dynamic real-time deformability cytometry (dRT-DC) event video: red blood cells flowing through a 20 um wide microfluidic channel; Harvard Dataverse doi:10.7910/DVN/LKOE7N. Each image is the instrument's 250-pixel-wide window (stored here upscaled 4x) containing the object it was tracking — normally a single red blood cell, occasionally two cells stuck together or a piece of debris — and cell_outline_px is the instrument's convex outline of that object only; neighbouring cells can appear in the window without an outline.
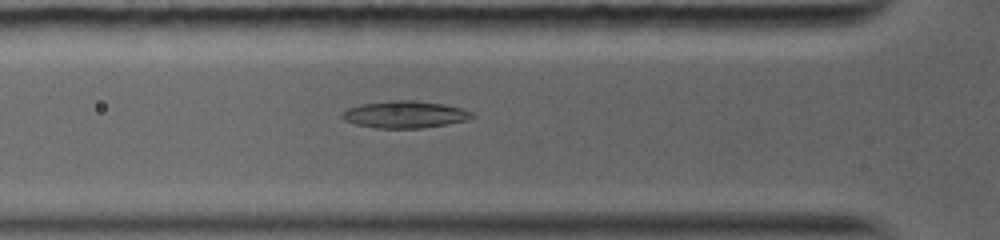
{"species": "common noctule bat (a hibernating species)", "species_latin": "Nyctalus noctula", "temperature_condition": "warm", "stored_images_in_passage": 40, "camera_frame_rate_fps": 5000, "um_per_image_px": 0.085, "animal": {"sex": "female", "body_mass_g": 19.0, "forearm_length_mm": 56.7}, "frame": {"image": 1, "passage_image": 10, "time_ms": 3.8, "image_size_px": [1000, 240], "cell_outline_px": [[476, 116], [468, 120], [448, 124], [420, 128], [376, 128], [356, 124], [344, 120], [340, 116], [348, 108], [360, 104], [388, 100], [416, 100], [444, 104], [460, 108], [472, 112]], "centroid_in_image_um": [34.43, 9.72], "position_along_channel_um": 91.4, "area_um2": 20.58}}
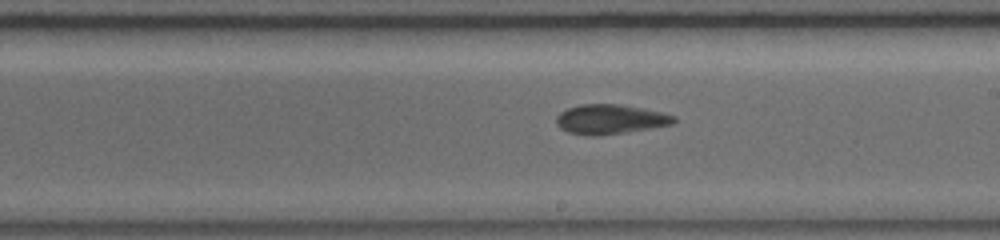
{"frame": {"image": 2, "passage_image": 19, "time_ms": 7.4, "image_size_px": [1000, 240], "cell_outline_px": [[676, 120], [672, 124], [652, 128], [596, 136], [588, 136], [568, 132], [560, 128], [556, 124], [556, 116], [560, 112], [568, 108], [580, 104], [620, 104], [660, 112], [676, 116]], "centroid_in_image_um": [51.83, 10.14], "position_along_channel_um": 237.2, "area_um2": 20.23}}
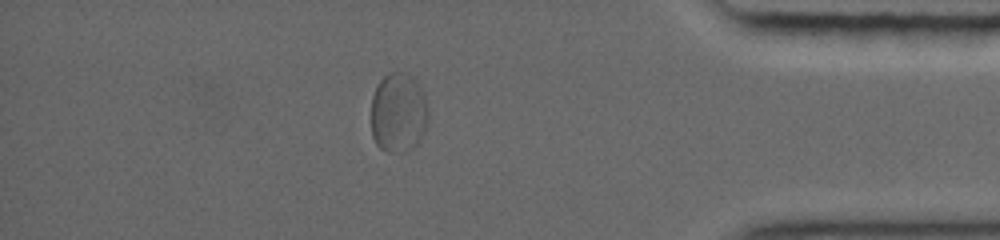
{"frame": {"image": 3, "passage_image": 31, "time_ms": 12.2, "image_size_px": [1000, 240], "cell_outline_px": [[428, 120], [424, 132], [420, 140], [412, 148], [404, 152], [388, 152], [380, 148], [376, 144], [372, 136], [372, 96], [380, 80], [388, 72], [400, 72], [412, 76], [424, 92], [428, 108]], "centroid_in_image_um": [33.87, 9.59], "position_along_channel_um": 401.3, "area_um2": 26.76}, "authors_computed_cell_mechanics": {"area_um2": 22.3397, "velocity_mm_per_s": 4.0602, "shape_relaxation_time_tau1_ms": null, "shape_relaxation_time_tau2_ms": 4.199, "deformation_change_tau1": null, "deformation_change_tau2": 0.1063}}